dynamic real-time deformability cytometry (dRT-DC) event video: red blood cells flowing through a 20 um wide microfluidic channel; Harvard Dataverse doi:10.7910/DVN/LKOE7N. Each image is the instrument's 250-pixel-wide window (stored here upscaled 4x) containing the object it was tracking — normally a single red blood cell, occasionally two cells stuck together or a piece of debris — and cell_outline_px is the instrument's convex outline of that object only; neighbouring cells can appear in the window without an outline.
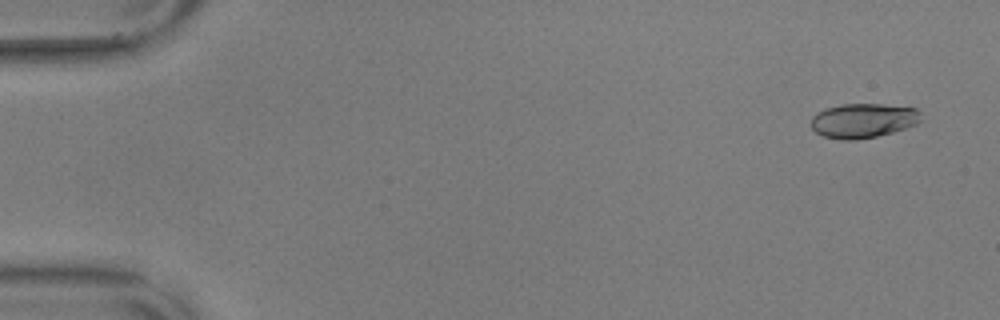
{"species": "common noctule bat (a hibernating species)", "species_latin": "Nyctalus noctula", "temperature_condition": "warm", "stored_images_in_passage": 15, "camera_frame_rate_fps": 3000, "um_per_image_px": 0.085, "animal": {"sex": "male", "body_mass_g": 17.9, "forearm_length_mm": 54.2}, "frame": {"image": 1, "passage_image": 2, "time_ms": 0.333, "image_size_px": [1000, 320], "cell_outline_px": [[920, 120], [916, 124], [892, 132], [876, 136], [856, 140], [840, 140], [824, 136], [816, 132], [812, 128], [812, 116], [816, 112], [840, 104], [884, 104], [916, 108], [920, 112]], "centroid_in_image_um": [73.35, 10.24], "position_along_channel_um": 11.6, "area_um2": 22.02}}
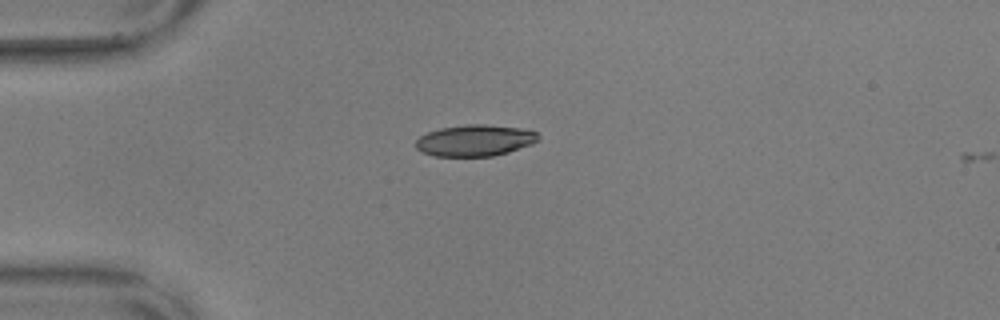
{"frame": {"image": 2, "passage_image": 14, "time_ms": 4.333, "image_size_px": [1000, 320], "cell_outline_px": [[540, 136], [532, 144], [508, 152], [492, 156], [436, 156], [424, 152], [416, 148], [416, 140], [420, 136], [428, 132], [440, 128], [468, 124], [484, 124], [520, 128], [536, 132]], "centroid_in_image_um": [40.36, 11.93], "position_along_channel_um": 44.6, "area_um2": 22.2}}